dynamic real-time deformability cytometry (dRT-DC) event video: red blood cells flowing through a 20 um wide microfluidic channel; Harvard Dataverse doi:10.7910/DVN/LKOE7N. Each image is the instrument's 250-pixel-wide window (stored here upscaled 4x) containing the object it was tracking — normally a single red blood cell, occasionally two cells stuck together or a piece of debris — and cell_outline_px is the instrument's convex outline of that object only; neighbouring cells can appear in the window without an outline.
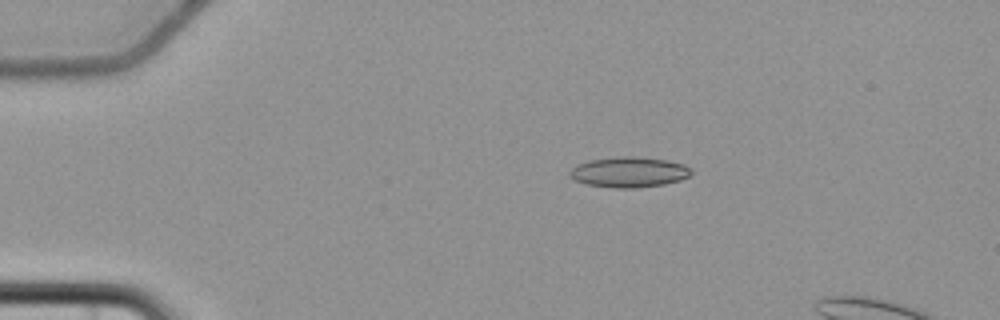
{"species": "common noctule bat (a hibernating species)", "species_latin": "Nyctalus noctula", "temperature_condition": "cold", "stored_images_in_passage": 7, "camera_frame_rate_fps": 3000, "um_per_image_px": 0.085, "animal": {"sex": "female", "body_mass_g": 22.7, "forearm_length_mm": 54.2}, "frame": {"image": 1, "passage_image": 4, "time_ms": 3.333, "image_size_px": [1000, 320], "cell_outline_px": [[692, 172], [688, 176], [680, 180], [664, 184], [636, 188], [612, 188], [588, 184], [576, 180], [568, 176], [568, 172], [572, 168], [588, 160], [624, 156], [632, 156], [668, 160], [684, 164], [692, 168]], "centroid_in_image_um": [53.48, 14.63], "position_along_channel_um": 31.5, "area_um2": 21.5}}
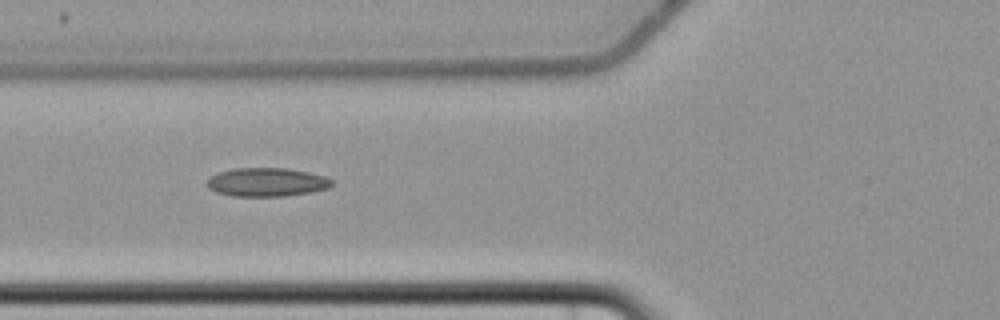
{"frame": {"image": 2, "passage_image": 6, "time_ms": 7.0, "image_size_px": [1000, 320], "cell_outline_px": [[332, 184], [328, 188], [312, 192], [284, 196], [232, 196], [216, 192], [208, 188], [204, 184], [212, 176], [220, 172], [232, 168], [288, 168], [308, 172], [324, 176], [332, 180]], "centroid_in_image_um": [22.65, 15.48], "position_along_channel_um": 103.1, "area_um2": 20.87}}
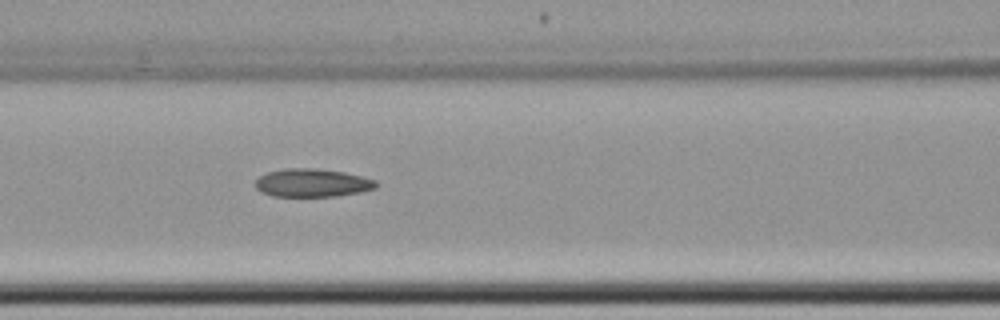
{"frame": {"image": 3, "passage_image": 7, "time_ms": 8.0, "image_size_px": [1000, 320], "cell_outline_px": [[376, 188], [360, 192], [336, 196], [272, 196], [260, 192], [256, 188], [256, 180], [260, 176], [268, 172], [284, 168], [316, 168], [344, 172], [376, 180]], "centroid_in_image_um": [26.52, 15.54], "position_along_channel_um": 140.1, "area_um2": 19.77}}